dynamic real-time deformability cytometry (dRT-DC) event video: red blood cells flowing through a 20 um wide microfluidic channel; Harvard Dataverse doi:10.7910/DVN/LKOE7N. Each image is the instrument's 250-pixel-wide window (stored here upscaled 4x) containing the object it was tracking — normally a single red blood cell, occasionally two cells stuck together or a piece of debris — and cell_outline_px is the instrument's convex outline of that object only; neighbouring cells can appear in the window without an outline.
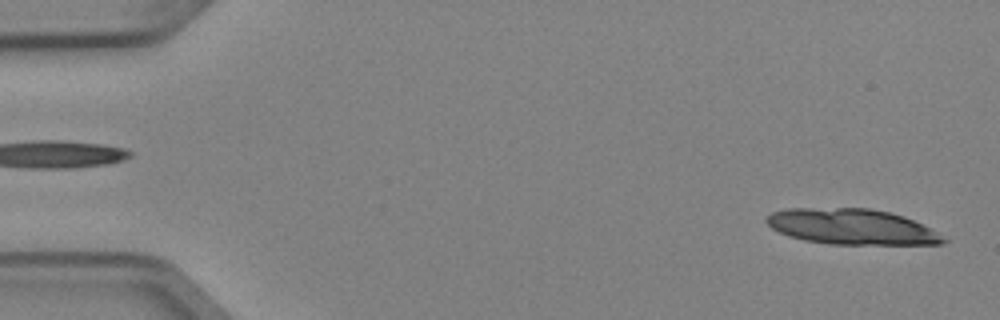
{"species": "Egyptian fruit bat (a non-hibernating species)", "species_latin": "Rousettus aegyptiacus", "temperature_condition": "cold", "stored_images_in_passage": 3, "segment_of_instrument_passage": [2, 2], "camera_frame_rate_fps": 3000, "um_per_image_px": 0.085, "animal": {"sex": "female"}, "frame": {"image": 1, "passage_image": 3, "time_ms": 0.667, "image_size_px": [1000, 320], "cell_outline_px": [[948, 240], [944, 244], [828, 244], [804, 240], [788, 236], [772, 228], [764, 220], [772, 212], [788, 208], [868, 208], [888, 212], [904, 216], [936, 232]], "centroid_in_image_um": [72.36, 19.27], "position_along_channel_um": 12.6, "area_um2": 36.41}}